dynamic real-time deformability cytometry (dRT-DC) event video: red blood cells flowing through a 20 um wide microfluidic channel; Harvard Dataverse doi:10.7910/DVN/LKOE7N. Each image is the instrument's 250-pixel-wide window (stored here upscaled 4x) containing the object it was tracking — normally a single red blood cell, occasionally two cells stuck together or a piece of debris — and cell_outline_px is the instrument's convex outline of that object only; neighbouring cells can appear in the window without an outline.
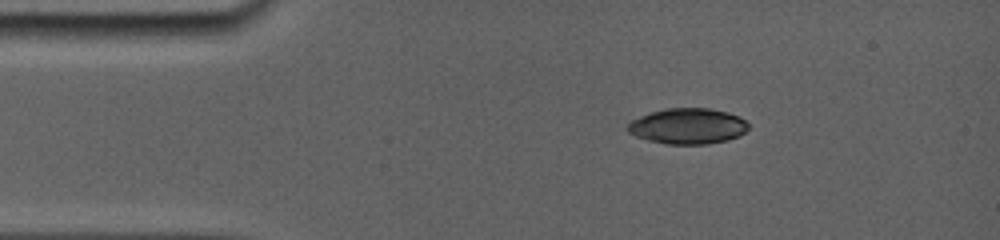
{"species": "common noctule bat (a hibernating species)", "species_latin": "Nyctalus noctula", "temperature_condition": "room temperature", "stored_images_in_passage": 26, "camera_frame_rate_fps": 5000, "um_per_image_px": 0.085, "animal": {"sex": "female", "body_mass_g": 19.0, "forearm_length_mm": 56.7}, "frame": {"image": 1, "passage_image": 4, "time_ms": 2.0, "image_size_px": [1000, 240], "cell_outline_px": [[748, 128], [744, 132], [736, 136], [724, 140], [700, 144], [672, 144], [652, 140], [628, 132], [628, 124], [632, 120], [652, 112], [668, 108], [708, 108], [724, 112], [736, 116], [744, 120], [748, 124]], "centroid_in_image_um": [58.46, 10.7], "position_along_channel_um": 26.5, "area_um2": 24.16}}
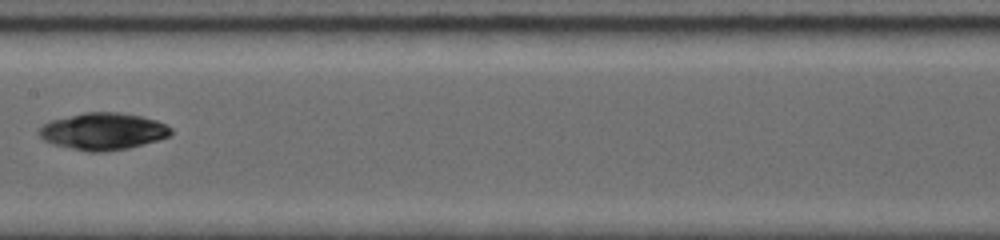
{"frame": {"image": 2, "passage_image": 13, "time_ms": 7.8, "image_size_px": [1000, 240], "cell_outline_px": [[172, 132], [168, 136], [156, 140], [128, 148], [100, 152], [88, 152], [56, 144], [44, 140], [40, 136], [40, 128], [44, 124], [52, 120], [84, 112], [120, 112], [140, 116], [156, 120], [172, 128]], "centroid_in_image_um": [8.77, 11.15], "position_along_channel_um": 198.6, "area_um2": 27.92}}
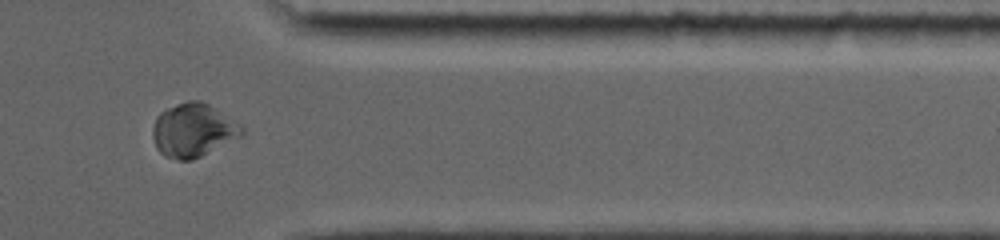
{"frame": {"image": 3, "passage_image": 22, "time_ms": 13.0, "image_size_px": [1000, 240], "cell_outline_px": [[244, 132], [240, 136], [192, 160], [180, 160], [164, 156], [156, 148], [152, 136], [152, 128], [156, 116], [160, 112], [176, 104], [188, 100], [200, 100], [208, 104], [240, 124], [244, 128]], "centroid_in_image_um": [16.37, 11.06], "position_along_channel_um": 395.0, "area_um2": 27.51}}